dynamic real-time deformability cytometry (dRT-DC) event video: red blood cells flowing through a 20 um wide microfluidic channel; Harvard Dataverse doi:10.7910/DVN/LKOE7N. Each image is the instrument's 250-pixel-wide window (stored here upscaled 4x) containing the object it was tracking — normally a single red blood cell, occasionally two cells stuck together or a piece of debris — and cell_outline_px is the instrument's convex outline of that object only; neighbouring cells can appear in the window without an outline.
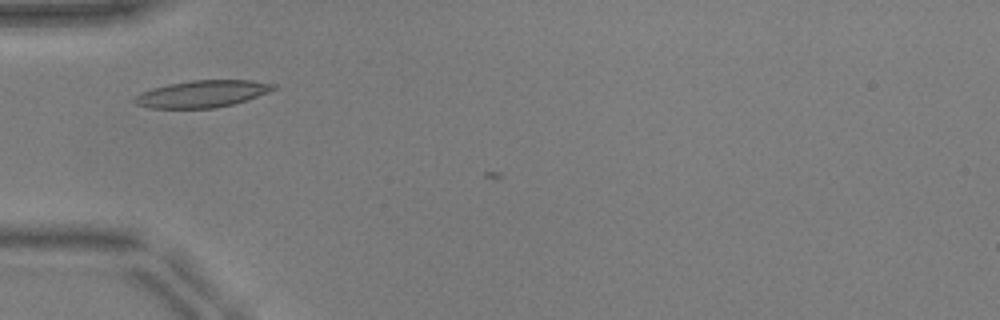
{"species": "common noctule bat (a hibernating species)", "species_latin": "Nyctalus noctula", "temperature_condition": "warm", "stored_images_in_passage": 2, "camera_frame_rate_fps": 3000, "um_per_image_px": 0.085, "animal": {"sex": "male", "body_mass_g": 17.9, "forearm_length_mm": 54.2}, "frame": {"image": 1, "passage_image": 1, "time_ms": 0.0, "image_size_px": [1000, 320], "cell_outline_px": [[276, 88], [268, 92], [232, 104], [216, 108], [148, 108], [136, 104], [132, 100], [140, 92], [152, 88], [168, 84], [192, 80], [252, 80], [276, 84]], "centroid_in_image_um": [17.15, 7.97], "position_along_channel_um": 67.9, "area_um2": 21.73}}